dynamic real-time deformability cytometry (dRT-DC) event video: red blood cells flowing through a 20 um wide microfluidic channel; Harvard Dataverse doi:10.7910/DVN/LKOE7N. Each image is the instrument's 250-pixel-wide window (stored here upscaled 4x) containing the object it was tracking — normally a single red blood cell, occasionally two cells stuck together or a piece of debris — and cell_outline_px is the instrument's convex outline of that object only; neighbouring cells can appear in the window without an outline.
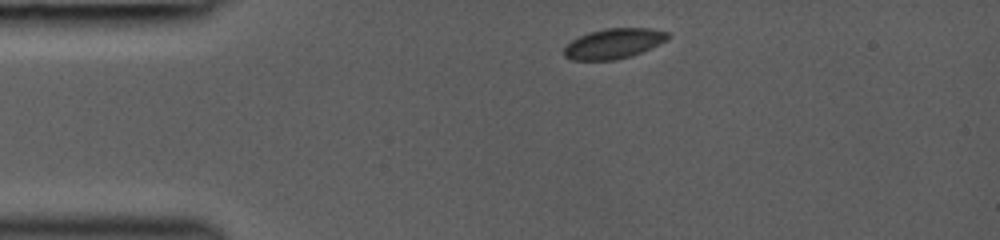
{"species": "common noctule bat (a hibernating species)", "species_latin": "Nyctalus noctula", "temperature_condition": "room temperature", "stored_images_in_passage": 66, "camera_frame_rate_fps": 3000, "um_per_image_px": 0.085, "animal": {"sex": "female", "body_mass_g": 19.0, "forearm_length_mm": 53.3}, "frame": {"image": 1, "passage_image": 1, "time_ms": 0.0, "image_size_px": [1000, 240], "cell_outline_px": [[672, 36], [668, 40], [660, 44], [632, 56], [616, 60], [572, 60], [564, 56], [564, 48], [572, 40], [588, 32], [604, 28], [652, 28], [668, 32]], "centroid_in_image_um": [52.21, 3.7], "position_along_channel_um": 32.8, "area_um2": 18.44}}
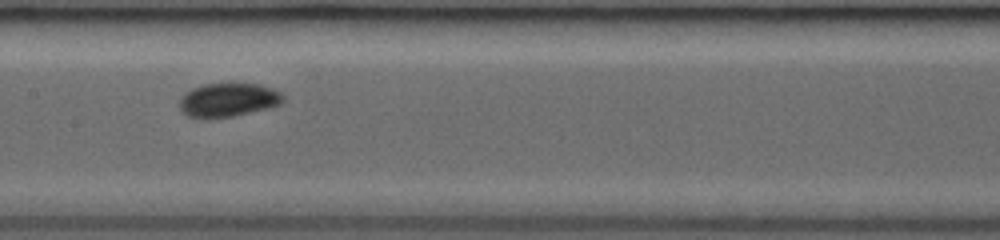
{"frame": {"image": 2, "passage_image": 22, "time_ms": 4.667, "image_size_px": [1000, 240], "cell_outline_px": [[284, 100], [280, 104], [268, 108], [232, 116], [200, 120], [188, 116], [180, 108], [180, 100], [184, 92], [192, 88], [204, 84], [228, 80], [256, 84], [272, 88], [280, 92], [284, 96]], "centroid_in_image_um": [19.37, 8.46], "position_along_channel_um": 188.0, "area_um2": 21.15}}
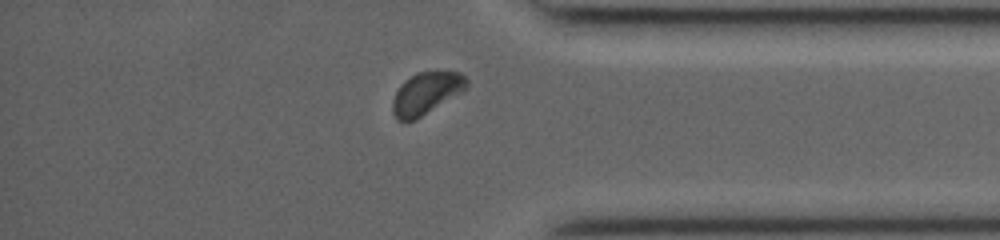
{"frame": {"image": 3, "passage_image": 54, "time_ms": 9.667, "image_size_px": [1000, 240], "cell_outline_px": [[468, 88], [416, 120], [396, 120], [392, 112], [392, 100], [400, 84], [404, 80], [416, 72], [460, 72], [468, 80]], "centroid_in_image_um": [36.21, 7.93], "position_along_channel_um": 399.0, "area_um2": 18.21}}